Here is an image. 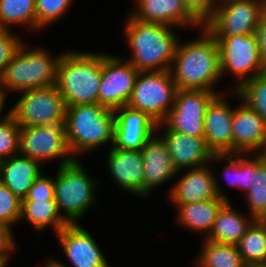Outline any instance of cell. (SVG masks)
I'll use <instances>...</instances> for the list:
<instances>
[{
    "label": "cell",
    "instance_id": "cell-1",
    "mask_svg": "<svg viewBox=\"0 0 266 267\" xmlns=\"http://www.w3.org/2000/svg\"><path fill=\"white\" fill-rule=\"evenodd\" d=\"M199 32V38L179 40L170 72L178 89L218 91L214 87L222 79L219 45L203 27Z\"/></svg>",
    "mask_w": 266,
    "mask_h": 267
},
{
    "label": "cell",
    "instance_id": "cell-2",
    "mask_svg": "<svg viewBox=\"0 0 266 267\" xmlns=\"http://www.w3.org/2000/svg\"><path fill=\"white\" fill-rule=\"evenodd\" d=\"M175 27L140 21L129 13L122 36L131 51L128 60L139 72L170 70L180 39Z\"/></svg>",
    "mask_w": 266,
    "mask_h": 267
},
{
    "label": "cell",
    "instance_id": "cell-3",
    "mask_svg": "<svg viewBox=\"0 0 266 267\" xmlns=\"http://www.w3.org/2000/svg\"><path fill=\"white\" fill-rule=\"evenodd\" d=\"M101 76L102 52L64 50L58 62L55 86L66 107L95 104Z\"/></svg>",
    "mask_w": 266,
    "mask_h": 267
},
{
    "label": "cell",
    "instance_id": "cell-4",
    "mask_svg": "<svg viewBox=\"0 0 266 267\" xmlns=\"http://www.w3.org/2000/svg\"><path fill=\"white\" fill-rule=\"evenodd\" d=\"M114 110L95 104L66 107V140L75 159L87 155L98 147H111L114 140ZM79 155V156H78Z\"/></svg>",
    "mask_w": 266,
    "mask_h": 267
},
{
    "label": "cell",
    "instance_id": "cell-5",
    "mask_svg": "<svg viewBox=\"0 0 266 267\" xmlns=\"http://www.w3.org/2000/svg\"><path fill=\"white\" fill-rule=\"evenodd\" d=\"M100 180L87 174L81 160L58 167L54 177V199L58 212L68 224L80 223L97 204Z\"/></svg>",
    "mask_w": 266,
    "mask_h": 267
},
{
    "label": "cell",
    "instance_id": "cell-6",
    "mask_svg": "<svg viewBox=\"0 0 266 267\" xmlns=\"http://www.w3.org/2000/svg\"><path fill=\"white\" fill-rule=\"evenodd\" d=\"M61 55L52 56L44 46L31 49L24 41L6 65L0 77V86L10 95V92L19 93L55 85Z\"/></svg>",
    "mask_w": 266,
    "mask_h": 267
},
{
    "label": "cell",
    "instance_id": "cell-7",
    "mask_svg": "<svg viewBox=\"0 0 266 267\" xmlns=\"http://www.w3.org/2000/svg\"><path fill=\"white\" fill-rule=\"evenodd\" d=\"M219 45L222 78L230 72L235 82L227 91H237L245 82L266 71L256 33L213 37Z\"/></svg>",
    "mask_w": 266,
    "mask_h": 267
},
{
    "label": "cell",
    "instance_id": "cell-8",
    "mask_svg": "<svg viewBox=\"0 0 266 267\" xmlns=\"http://www.w3.org/2000/svg\"><path fill=\"white\" fill-rule=\"evenodd\" d=\"M177 91L170 70L139 72L127 105L160 124L173 107Z\"/></svg>",
    "mask_w": 266,
    "mask_h": 267
},
{
    "label": "cell",
    "instance_id": "cell-9",
    "mask_svg": "<svg viewBox=\"0 0 266 267\" xmlns=\"http://www.w3.org/2000/svg\"><path fill=\"white\" fill-rule=\"evenodd\" d=\"M265 10L266 0H220L203 28L212 37L254 34Z\"/></svg>",
    "mask_w": 266,
    "mask_h": 267
},
{
    "label": "cell",
    "instance_id": "cell-10",
    "mask_svg": "<svg viewBox=\"0 0 266 267\" xmlns=\"http://www.w3.org/2000/svg\"><path fill=\"white\" fill-rule=\"evenodd\" d=\"M11 108L20 127L65 123L66 105L55 85L25 90Z\"/></svg>",
    "mask_w": 266,
    "mask_h": 267
},
{
    "label": "cell",
    "instance_id": "cell-11",
    "mask_svg": "<svg viewBox=\"0 0 266 267\" xmlns=\"http://www.w3.org/2000/svg\"><path fill=\"white\" fill-rule=\"evenodd\" d=\"M19 154L42 164L57 159L58 167L75 160L67 144L65 123L21 127Z\"/></svg>",
    "mask_w": 266,
    "mask_h": 267
},
{
    "label": "cell",
    "instance_id": "cell-12",
    "mask_svg": "<svg viewBox=\"0 0 266 267\" xmlns=\"http://www.w3.org/2000/svg\"><path fill=\"white\" fill-rule=\"evenodd\" d=\"M220 91L178 89L175 102L162 122L169 130L191 137H204V118L209 104Z\"/></svg>",
    "mask_w": 266,
    "mask_h": 267
},
{
    "label": "cell",
    "instance_id": "cell-13",
    "mask_svg": "<svg viewBox=\"0 0 266 267\" xmlns=\"http://www.w3.org/2000/svg\"><path fill=\"white\" fill-rule=\"evenodd\" d=\"M139 71L126 59L102 52V76L98 103L116 110L127 106Z\"/></svg>",
    "mask_w": 266,
    "mask_h": 267
},
{
    "label": "cell",
    "instance_id": "cell-14",
    "mask_svg": "<svg viewBox=\"0 0 266 267\" xmlns=\"http://www.w3.org/2000/svg\"><path fill=\"white\" fill-rule=\"evenodd\" d=\"M184 172V173H183ZM176 184L168 190L167 197L173 205H186L212 199H225L230 201L220 186L221 182L215 174L211 164L177 171Z\"/></svg>",
    "mask_w": 266,
    "mask_h": 267
},
{
    "label": "cell",
    "instance_id": "cell-15",
    "mask_svg": "<svg viewBox=\"0 0 266 267\" xmlns=\"http://www.w3.org/2000/svg\"><path fill=\"white\" fill-rule=\"evenodd\" d=\"M54 236L58 238V245L71 263L68 266L58 258L49 257L58 267H110L96 238L81 224H67Z\"/></svg>",
    "mask_w": 266,
    "mask_h": 267
},
{
    "label": "cell",
    "instance_id": "cell-16",
    "mask_svg": "<svg viewBox=\"0 0 266 267\" xmlns=\"http://www.w3.org/2000/svg\"><path fill=\"white\" fill-rule=\"evenodd\" d=\"M240 102L232 115V154L257 153L266 138V121L241 100L237 91L226 92Z\"/></svg>",
    "mask_w": 266,
    "mask_h": 267
},
{
    "label": "cell",
    "instance_id": "cell-17",
    "mask_svg": "<svg viewBox=\"0 0 266 267\" xmlns=\"http://www.w3.org/2000/svg\"><path fill=\"white\" fill-rule=\"evenodd\" d=\"M114 113V148L141 150L147 140L157 132L158 123L140 110L127 105L117 108Z\"/></svg>",
    "mask_w": 266,
    "mask_h": 267
},
{
    "label": "cell",
    "instance_id": "cell-18",
    "mask_svg": "<svg viewBox=\"0 0 266 267\" xmlns=\"http://www.w3.org/2000/svg\"><path fill=\"white\" fill-rule=\"evenodd\" d=\"M157 134L164 139L173 166L177 171L211 163L214 154L208 148L204 137H191L169 130L163 123L158 124Z\"/></svg>",
    "mask_w": 266,
    "mask_h": 267
},
{
    "label": "cell",
    "instance_id": "cell-19",
    "mask_svg": "<svg viewBox=\"0 0 266 267\" xmlns=\"http://www.w3.org/2000/svg\"><path fill=\"white\" fill-rule=\"evenodd\" d=\"M129 14L143 22L172 27L202 28L203 24L186 8L184 0H134Z\"/></svg>",
    "mask_w": 266,
    "mask_h": 267
},
{
    "label": "cell",
    "instance_id": "cell-20",
    "mask_svg": "<svg viewBox=\"0 0 266 267\" xmlns=\"http://www.w3.org/2000/svg\"><path fill=\"white\" fill-rule=\"evenodd\" d=\"M107 169L112 181L124 192L144 198V169L141 150H123L109 147Z\"/></svg>",
    "mask_w": 266,
    "mask_h": 267
},
{
    "label": "cell",
    "instance_id": "cell-21",
    "mask_svg": "<svg viewBox=\"0 0 266 267\" xmlns=\"http://www.w3.org/2000/svg\"><path fill=\"white\" fill-rule=\"evenodd\" d=\"M221 91L209 104L205 118V140L213 154H232V115L234 107Z\"/></svg>",
    "mask_w": 266,
    "mask_h": 267
},
{
    "label": "cell",
    "instance_id": "cell-22",
    "mask_svg": "<svg viewBox=\"0 0 266 267\" xmlns=\"http://www.w3.org/2000/svg\"><path fill=\"white\" fill-rule=\"evenodd\" d=\"M144 169V197H149L153 190L177 177L171 156L164 139L152 135L141 149Z\"/></svg>",
    "mask_w": 266,
    "mask_h": 267
},
{
    "label": "cell",
    "instance_id": "cell-23",
    "mask_svg": "<svg viewBox=\"0 0 266 267\" xmlns=\"http://www.w3.org/2000/svg\"><path fill=\"white\" fill-rule=\"evenodd\" d=\"M42 163L20 154L0 161V181L23 200L33 182L42 174Z\"/></svg>",
    "mask_w": 266,
    "mask_h": 267
},
{
    "label": "cell",
    "instance_id": "cell-24",
    "mask_svg": "<svg viewBox=\"0 0 266 267\" xmlns=\"http://www.w3.org/2000/svg\"><path fill=\"white\" fill-rule=\"evenodd\" d=\"M227 201L218 211L213 228L205 240L236 245L255 219Z\"/></svg>",
    "mask_w": 266,
    "mask_h": 267
},
{
    "label": "cell",
    "instance_id": "cell-25",
    "mask_svg": "<svg viewBox=\"0 0 266 267\" xmlns=\"http://www.w3.org/2000/svg\"><path fill=\"white\" fill-rule=\"evenodd\" d=\"M226 202L225 199H212L186 205H175L177 224L191 232L201 233L205 239L213 228L218 211Z\"/></svg>",
    "mask_w": 266,
    "mask_h": 267
},
{
    "label": "cell",
    "instance_id": "cell-26",
    "mask_svg": "<svg viewBox=\"0 0 266 267\" xmlns=\"http://www.w3.org/2000/svg\"><path fill=\"white\" fill-rule=\"evenodd\" d=\"M29 222L34 231H45L52 227L57 234L68 223L58 212L55 200L22 201L19 222Z\"/></svg>",
    "mask_w": 266,
    "mask_h": 267
},
{
    "label": "cell",
    "instance_id": "cell-27",
    "mask_svg": "<svg viewBox=\"0 0 266 267\" xmlns=\"http://www.w3.org/2000/svg\"><path fill=\"white\" fill-rule=\"evenodd\" d=\"M201 236V249L193 260L195 267H246L237 246L212 242Z\"/></svg>",
    "mask_w": 266,
    "mask_h": 267
},
{
    "label": "cell",
    "instance_id": "cell-28",
    "mask_svg": "<svg viewBox=\"0 0 266 267\" xmlns=\"http://www.w3.org/2000/svg\"><path fill=\"white\" fill-rule=\"evenodd\" d=\"M16 25L37 31L36 0H0V27L12 30Z\"/></svg>",
    "mask_w": 266,
    "mask_h": 267
},
{
    "label": "cell",
    "instance_id": "cell-29",
    "mask_svg": "<svg viewBox=\"0 0 266 267\" xmlns=\"http://www.w3.org/2000/svg\"><path fill=\"white\" fill-rule=\"evenodd\" d=\"M236 246L246 266L266 264V225L255 220Z\"/></svg>",
    "mask_w": 266,
    "mask_h": 267
},
{
    "label": "cell",
    "instance_id": "cell-30",
    "mask_svg": "<svg viewBox=\"0 0 266 267\" xmlns=\"http://www.w3.org/2000/svg\"><path fill=\"white\" fill-rule=\"evenodd\" d=\"M253 184L245 194L247 213L255 220H261L266 215V164L262 163L253 174Z\"/></svg>",
    "mask_w": 266,
    "mask_h": 267
},
{
    "label": "cell",
    "instance_id": "cell-31",
    "mask_svg": "<svg viewBox=\"0 0 266 267\" xmlns=\"http://www.w3.org/2000/svg\"><path fill=\"white\" fill-rule=\"evenodd\" d=\"M237 92L241 100L266 121V71L245 82Z\"/></svg>",
    "mask_w": 266,
    "mask_h": 267
},
{
    "label": "cell",
    "instance_id": "cell-32",
    "mask_svg": "<svg viewBox=\"0 0 266 267\" xmlns=\"http://www.w3.org/2000/svg\"><path fill=\"white\" fill-rule=\"evenodd\" d=\"M72 3L73 0H36L37 31L61 20Z\"/></svg>",
    "mask_w": 266,
    "mask_h": 267
},
{
    "label": "cell",
    "instance_id": "cell-33",
    "mask_svg": "<svg viewBox=\"0 0 266 267\" xmlns=\"http://www.w3.org/2000/svg\"><path fill=\"white\" fill-rule=\"evenodd\" d=\"M20 130L12 114L0 121V161L19 154Z\"/></svg>",
    "mask_w": 266,
    "mask_h": 267
},
{
    "label": "cell",
    "instance_id": "cell-34",
    "mask_svg": "<svg viewBox=\"0 0 266 267\" xmlns=\"http://www.w3.org/2000/svg\"><path fill=\"white\" fill-rule=\"evenodd\" d=\"M21 202L22 200L0 181V222L12 228L18 224L21 215Z\"/></svg>",
    "mask_w": 266,
    "mask_h": 267
},
{
    "label": "cell",
    "instance_id": "cell-35",
    "mask_svg": "<svg viewBox=\"0 0 266 267\" xmlns=\"http://www.w3.org/2000/svg\"><path fill=\"white\" fill-rule=\"evenodd\" d=\"M13 31L14 30L3 29L0 27V77L3 74L6 65L12 60L22 43L26 41Z\"/></svg>",
    "mask_w": 266,
    "mask_h": 267
},
{
    "label": "cell",
    "instance_id": "cell-36",
    "mask_svg": "<svg viewBox=\"0 0 266 267\" xmlns=\"http://www.w3.org/2000/svg\"><path fill=\"white\" fill-rule=\"evenodd\" d=\"M262 159L256 154H239V190L247 194L253 184V174H256L257 168L262 164Z\"/></svg>",
    "mask_w": 266,
    "mask_h": 267
},
{
    "label": "cell",
    "instance_id": "cell-37",
    "mask_svg": "<svg viewBox=\"0 0 266 267\" xmlns=\"http://www.w3.org/2000/svg\"><path fill=\"white\" fill-rule=\"evenodd\" d=\"M55 200L54 177L42 173L32 184L22 201Z\"/></svg>",
    "mask_w": 266,
    "mask_h": 267
},
{
    "label": "cell",
    "instance_id": "cell-38",
    "mask_svg": "<svg viewBox=\"0 0 266 267\" xmlns=\"http://www.w3.org/2000/svg\"><path fill=\"white\" fill-rule=\"evenodd\" d=\"M227 160V163L225 162ZM223 162L222 174L226 177L230 187L239 189V154H214L210 162Z\"/></svg>",
    "mask_w": 266,
    "mask_h": 267
},
{
    "label": "cell",
    "instance_id": "cell-39",
    "mask_svg": "<svg viewBox=\"0 0 266 267\" xmlns=\"http://www.w3.org/2000/svg\"><path fill=\"white\" fill-rule=\"evenodd\" d=\"M220 0H184L186 8L204 24L215 12Z\"/></svg>",
    "mask_w": 266,
    "mask_h": 267
},
{
    "label": "cell",
    "instance_id": "cell-40",
    "mask_svg": "<svg viewBox=\"0 0 266 267\" xmlns=\"http://www.w3.org/2000/svg\"><path fill=\"white\" fill-rule=\"evenodd\" d=\"M12 230V227L0 222V256L3 257L8 263L11 262L10 259L12 254H14L18 248V243Z\"/></svg>",
    "mask_w": 266,
    "mask_h": 267
},
{
    "label": "cell",
    "instance_id": "cell-41",
    "mask_svg": "<svg viewBox=\"0 0 266 267\" xmlns=\"http://www.w3.org/2000/svg\"><path fill=\"white\" fill-rule=\"evenodd\" d=\"M256 35L258 37L261 55L264 61L266 62V10L264 11L261 20L258 24Z\"/></svg>",
    "mask_w": 266,
    "mask_h": 267
},
{
    "label": "cell",
    "instance_id": "cell-42",
    "mask_svg": "<svg viewBox=\"0 0 266 267\" xmlns=\"http://www.w3.org/2000/svg\"><path fill=\"white\" fill-rule=\"evenodd\" d=\"M8 94L7 92L0 86V121L4 120L6 117H8L11 114V108H9L8 111H6L5 115L2 113L4 111V107L6 106V100H7ZM3 114V116H2Z\"/></svg>",
    "mask_w": 266,
    "mask_h": 267
},
{
    "label": "cell",
    "instance_id": "cell-43",
    "mask_svg": "<svg viewBox=\"0 0 266 267\" xmlns=\"http://www.w3.org/2000/svg\"><path fill=\"white\" fill-rule=\"evenodd\" d=\"M256 154L262 159V162L266 164V138L263 141L260 150Z\"/></svg>",
    "mask_w": 266,
    "mask_h": 267
},
{
    "label": "cell",
    "instance_id": "cell-44",
    "mask_svg": "<svg viewBox=\"0 0 266 267\" xmlns=\"http://www.w3.org/2000/svg\"><path fill=\"white\" fill-rule=\"evenodd\" d=\"M43 265V267H58L49 257L46 259L45 264Z\"/></svg>",
    "mask_w": 266,
    "mask_h": 267
},
{
    "label": "cell",
    "instance_id": "cell-45",
    "mask_svg": "<svg viewBox=\"0 0 266 267\" xmlns=\"http://www.w3.org/2000/svg\"><path fill=\"white\" fill-rule=\"evenodd\" d=\"M7 265H9L8 262L0 256V267H7Z\"/></svg>",
    "mask_w": 266,
    "mask_h": 267
},
{
    "label": "cell",
    "instance_id": "cell-46",
    "mask_svg": "<svg viewBox=\"0 0 266 267\" xmlns=\"http://www.w3.org/2000/svg\"><path fill=\"white\" fill-rule=\"evenodd\" d=\"M246 267H266V264H258V265H249Z\"/></svg>",
    "mask_w": 266,
    "mask_h": 267
},
{
    "label": "cell",
    "instance_id": "cell-47",
    "mask_svg": "<svg viewBox=\"0 0 266 267\" xmlns=\"http://www.w3.org/2000/svg\"><path fill=\"white\" fill-rule=\"evenodd\" d=\"M266 225V215L260 220Z\"/></svg>",
    "mask_w": 266,
    "mask_h": 267
}]
</instances>
